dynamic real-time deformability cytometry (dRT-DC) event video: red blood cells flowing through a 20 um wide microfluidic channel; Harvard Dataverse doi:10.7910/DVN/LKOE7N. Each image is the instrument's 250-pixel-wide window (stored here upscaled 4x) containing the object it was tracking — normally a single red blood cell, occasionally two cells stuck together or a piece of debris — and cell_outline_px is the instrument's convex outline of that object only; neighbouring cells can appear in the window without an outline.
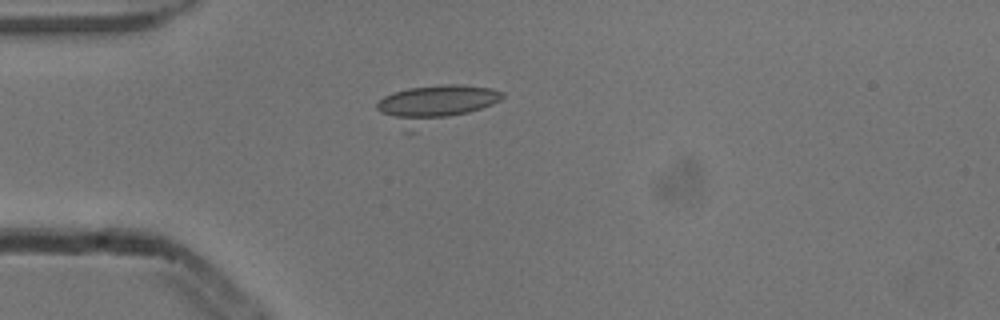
{"species": "common noctule bat (a hibernating species)", "species_latin": "Nyctalus noctula", "temperature_condition": "cold", "stored_images_in_passage": 40, "camera_frame_rate_fps": 3000, "um_per_image_px": 0.085, "animal": {"sex": "male", "body_mass_g": 13.3}, "frame": {"image": 1, "passage_image": 1, "time_ms": 0.0, "image_size_px": [1000, 320], "cell_outline_px": [[504, 96], [500, 100], [492, 104], [412, 132], [404, 132], [380, 112], [376, 108], [376, 104], [384, 96], [392, 92], [408, 88], [444, 84], [464, 84], [492, 88], [504, 92]], "centroid_in_image_um": [36.92, 8.85], "position_along_channel_um": 48.1, "area_um2": 27.57}}
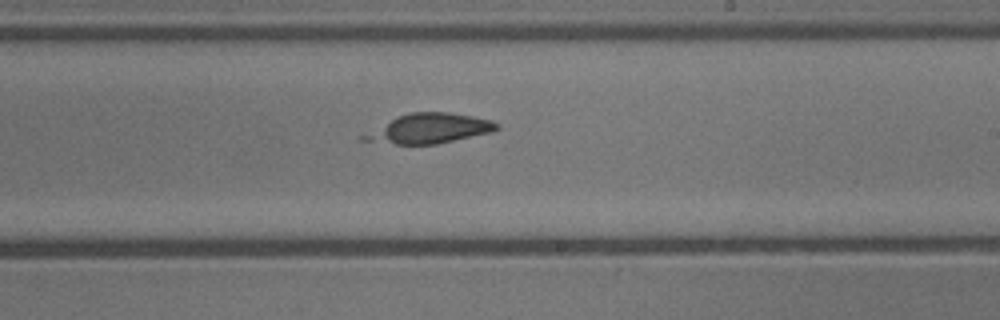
{"frame": {"image": 2, "passage_image": 18, "time_ms": 5.667, "image_size_px": [1000, 320], "cell_outline_px": [[500, 128], [492, 132], [436, 144], [396, 144], [360, 140], [360, 136], [396, 116], [408, 112], [448, 112], [472, 116], [492, 120], [500, 124]], "centroid_in_image_um": [36.5, 10.92], "position_along_channel_um": 252.5, "area_um2": 23.0}}
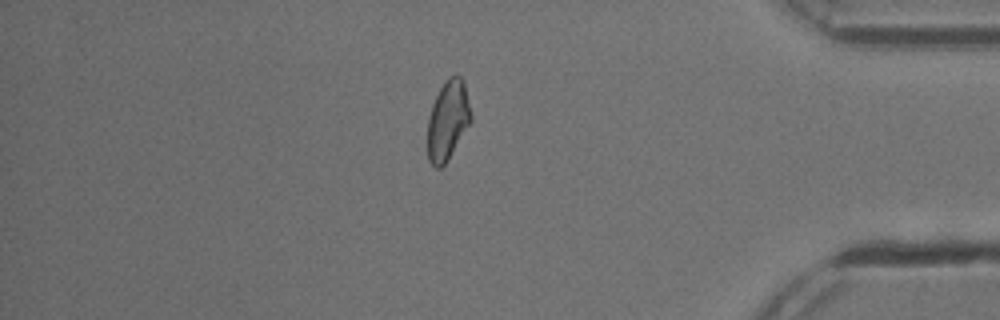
{"frame": {"image": 3, "passage_image": 32, "time_ms": 10.333, "image_size_px": [1000, 320], "cell_outline_px": [[472, 120], [448, 160], [440, 168], [436, 168], [428, 160], [428, 116], [432, 104], [440, 88], [448, 76], [456, 72], [460, 76], [464, 84], [472, 116]], "centroid_in_image_um": [38.06, 10.21], "position_along_channel_um": 397.1, "area_um2": 20.11}}